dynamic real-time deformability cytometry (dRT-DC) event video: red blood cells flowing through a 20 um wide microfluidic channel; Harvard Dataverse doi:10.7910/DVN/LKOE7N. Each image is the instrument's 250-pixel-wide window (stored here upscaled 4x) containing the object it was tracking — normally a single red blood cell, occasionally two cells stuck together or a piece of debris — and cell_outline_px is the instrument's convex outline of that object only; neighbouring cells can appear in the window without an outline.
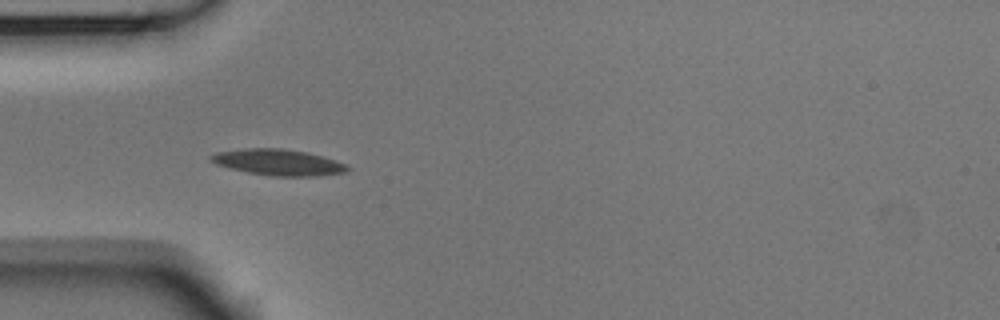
{"species": "Egyptian fruit bat (a non-hibernating species)", "species_latin": "Rousettus aegyptiacus", "temperature_condition": "room temperature", "stored_images_in_passage": 2, "camera_frame_rate_fps": 3000, "um_per_image_px": 0.085, "animal": {"sex": "male"}, "frame": {"image": 1, "passage_image": 2, "time_ms": 0.333, "image_size_px": [1000, 320], "cell_outline_px": [[352, 168], [344, 172], [320, 176], [272, 176], [248, 172], [228, 168], [216, 164], [208, 160], [208, 156], [216, 152], [244, 148], [280, 148], [308, 152], [324, 156], [348, 164]], "centroid_in_image_um": [23.66, 13.79], "position_along_channel_um": 61.3, "area_um2": 21.1}}